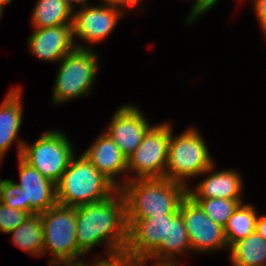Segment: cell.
Segmentation results:
<instances>
[{"label": "cell", "instance_id": "6da1fadb", "mask_svg": "<svg viewBox=\"0 0 266 266\" xmlns=\"http://www.w3.org/2000/svg\"><path fill=\"white\" fill-rule=\"evenodd\" d=\"M76 239L84 254L102 242L109 248L107 256L125 250V200L119 189L105 200L76 207Z\"/></svg>", "mask_w": 266, "mask_h": 266}, {"label": "cell", "instance_id": "7a4b0ae2", "mask_svg": "<svg viewBox=\"0 0 266 266\" xmlns=\"http://www.w3.org/2000/svg\"><path fill=\"white\" fill-rule=\"evenodd\" d=\"M119 190L125 200L126 220H140L177 214L188 187L166 178H138L128 180Z\"/></svg>", "mask_w": 266, "mask_h": 266}, {"label": "cell", "instance_id": "3957f363", "mask_svg": "<svg viewBox=\"0 0 266 266\" xmlns=\"http://www.w3.org/2000/svg\"><path fill=\"white\" fill-rule=\"evenodd\" d=\"M56 189L57 203L71 207L105 200L118 190L83 154L71 158Z\"/></svg>", "mask_w": 266, "mask_h": 266}, {"label": "cell", "instance_id": "277c9868", "mask_svg": "<svg viewBox=\"0 0 266 266\" xmlns=\"http://www.w3.org/2000/svg\"><path fill=\"white\" fill-rule=\"evenodd\" d=\"M208 147L195 129L173 137L170 128L165 178L188 187V178L211 172L214 166Z\"/></svg>", "mask_w": 266, "mask_h": 266}, {"label": "cell", "instance_id": "5b68a950", "mask_svg": "<svg viewBox=\"0 0 266 266\" xmlns=\"http://www.w3.org/2000/svg\"><path fill=\"white\" fill-rule=\"evenodd\" d=\"M43 228V255L51 252L50 263H78L85 255L77 246L76 207L56 204L40 214Z\"/></svg>", "mask_w": 266, "mask_h": 266}, {"label": "cell", "instance_id": "8992f818", "mask_svg": "<svg viewBox=\"0 0 266 266\" xmlns=\"http://www.w3.org/2000/svg\"><path fill=\"white\" fill-rule=\"evenodd\" d=\"M94 50L84 45L76 47L60 60L53 88V103L66 102L87 95L98 74V59Z\"/></svg>", "mask_w": 266, "mask_h": 266}, {"label": "cell", "instance_id": "52a82bcc", "mask_svg": "<svg viewBox=\"0 0 266 266\" xmlns=\"http://www.w3.org/2000/svg\"><path fill=\"white\" fill-rule=\"evenodd\" d=\"M73 153V146L62 131H46L32 145L18 143V155L55 184L67 169Z\"/></svg>", "mask_w": 266, "mask_h": 266}, {"label": "cell", "instance_id": "ba28073f", "mask_svg": "<svg viewBox=\"0 0 266 266\" xmlns=\"http://www.w3.org/2000/svg\"><path fill=\"white\" fill-rule=\"evenodd\" d=\"M170 128L171 125L163 123L146 131L142 142L127 159V170L136 173L121 181V186L131 179L165 178Z\"/></svg>", "mask_w": 266, "mask_h": 266}, {"label": "cell", "instance_id": "9c48e42d", "mask_svg": "<svg viewBox=\"0 0 266 266\" xmlns=\"http://www.w3.org/2000/svg\"><path fill=\"white\" fill-rule=\"evenodd\" d=\"M179 212L183 216L192 251L211 252L228 248L224 227L207 216L189 195L181 201Z\"/></svg>", "mask_w": 266, "mask_h": 266}, {"label": "cell", "instance_id": "30bf717a", "mask_svg": "<svg viewBox=\"0 0 266 266\" xmlns=\"http://www.w3.org/2000/svg\"><path fill=\"white\" fill-rule=\"evenodd\" d=\"M176 214L153 216L140 220H126L127 245L125 252L147 260L168 237L169 221Z\"/></svg>", "mask_w": 266, "mask_h": 266}, {"label": "cell", "instance_id": "8fae6325", "mask_svg": "<svg viewBox=\"0 0 266 266\" xmlns=\"http://www.w3.org/2000/svg\"><path fill=\"white\" fill-rule=\"evenodd\" d=\"M110 5L83 6L73 15V37L85 40L87 43H98L104 40L116 27L124 11Z\"/></svg>", "mask_w": 266, "mask_h": 266}, {"label": "cell", "instance_id": "7c38bea8", "mask_svg": "<svg viewBox=\"0 0 266 266\" xmlns=\"http://www.w3.org/2000/svg\"><path fill=\"white\" fill-rule=\"evenodd\" d=\"M151 126L139 108L127 104L116 111L105 132L128 159Z\"/></svg>", "mask_w": 266, "mask_h": 266}, {"label": "cell", "instance_id": "4fadbf2b", "mask_svg": "<svg viewBox=\"0 0 266 266\" xmlns=\"http://www.w3.org/2000/svg\"><path fill=\"white\" fill-rule=\"evenodd\" d=\"M20 183H16L22 190L26 212L41 214L57 204L56 184L45 178L33 166L26 163L20 156Z\"/></svg>", "mask_w": 266, "mask_h": 266}, {"label": "cell", "instance_id": "5bb4252c", "mask_svg": "<svg viewBox=\"0 0 266 266\" xmlns=\"http://www.w3.org/2000/svg\"><path fill=\"white\" fill-rule=\"evenodd\" d=\"M73 25L35 28L28 39L30 51L40 60L60 61L75 47Z\"/></svg>", "mask_w": 266, "mask_h": 266}, {"label": "cell", "instance_id": "9a60e30c", "mask_svg": "<svg viewBox=\"0 0 266 266\" xmlns=\"http://www.w3.org/2000/svg\"><path fill=\"white\" fill-rule=\"evenodd\" d=\"M83 155L118 189L121 187L115 176L122 175L123 172L128 173L127 158L106 132L102 133Z\"/></svg>", "mask_w": 266, "mask_h": 266}, {"label": "cell", "instance_id": "2e32d148", "mask_svg": "<svg viewBox=\"0 0 266 266\" xmlns=\"http://www.w3.org/2000/svg\"><path fill=\"white\" fill-rule=\"evenodd\" d=\"M242 178L235 170H223L211 173L203 179L196 190L188 187L187 195L191 198L241 199Z\"/></svg>", "mask_w": 266, "mask_h": 266}, {"label": "cell", "instance_id": "e0dca14e", "mask_svg": "<svg viewBox=\"0 0 266 266\" xmlns=\"http://www.w3.org/2000/svg\"><path fill=\"white\" fill-rule=\"evenodd\" d=\"M21 94L20 88H13L0 106V160L18 136L22 124Z\"/></svg>", "mask_w": 266, "mask_h": 266}, {"label": "cell", "instance_id": "ac0fdd59", "mask_svg": "<svg viewBox=\"0 0 266 266\" xmlns=\"http://www.w3.org/2000/svg\"><path fill=\"white\" fill-rule=\"evenodd\" d=\"M187 251V252H186ZM192 251L183 216L178 212L169 221L168 237L162 239L159 248L146 260H175L179 253Z\"/></svg>", "mask_w": 266, "mask_h": 266}, {"label": "cell", "instance_id": "d6986e66", "mask_svg": "<svg viewBox=\"0 0 266 266\" xmlns=\"http://www.w3.org/2000/svg\"><path fill=\"white\" fill-rule=\"evenodd\" d=\"M73 13L65 0H38L32 12V26L46 28L73 25Z\"/></svg>", "mask_w": 266, "mask_h": 266}, {"label": "cell", "instance_id": "ffe728a7", "mask_svg": "<svg viewBox=\"0 0 266 266\" xmlns=\"http://www.w3.org/2000/svg\"><path fill=\"white\" fill-rule=\"evenodd\" d=\"M229 250L233 266H266V241L256 231Z\"/></svg>", "mask_w": 266, "mask_h": 266}, {"label": "cell", "instance_id": "44dd1931", "mask_svg": "<svg viewBox=\"0 0 266 266\" xmlns=\"http://www.w3.org/2000/svg\"><path fill=\"white\" fill-rule=\"evenodd\" d=\"M13 233V234H12ZM12 242L31 256L43 255V228L40 214H30L12 232Z\"/></svg>", "mask_w": 266, "mask_h": 266}, {"label": "cell", "instance_id": "7402d4cb", "mask_svg": "<svg viewBox=\"0 0 266 266\" xmlns=\"http://www.w3.org/2000/svg\"><path fill=\"white\" fill-rule=\"evenodd\" d=\"M251 204L241 203L229 217L224 234L228 248L255 232L258 214Z\"/></svg>", "mask_w": 266, "mask_h": 266}, {"label": "cell", "instance_id": "603a6c76", "mask_svg": "<svg viewBox=\"0 0 266 266\" xmlns=\"http://www.w3.org/2000/svg\"><path fill=\"white\" fill-rule=\"evenodd\" d=\"M215 223L225 227L229 217L243 203L242 199L192 198Z\"/></svg>", "mask_w": 266, "mask_h": 266}, {"label": "cell", "instance_id": "cb8c5ba5", "mask_svg": "<svg viewBox=\"0 0 266 266\" xmlns=\"http://www.w3.org/2000/svg\"><path fill=\"white\" fill-rule=\"evenodd\" d=\"M30 215L20 209L10 208L0 202V232L10 233L20 226Z\"/></svg>", "mask_w": 266, "mask_h": 266}, {"label": "cell", "instance_id": "d4e9b609", "mask_svg": "<svg viewBox=\"0 0 266 266\" xmlns=\"http://www.w3.org/2000/svg\"><path fill=\"white\" fill-rule=\"evenodd\" d=\"M81 262L84 266H90L84 261ZM93 263L91 266H146L145 260L128 254L125 251L110 254L108 259H98Z\"/></svg>", "mask_w": 266, "mask_h": 266}, {"label": "cell", "instance_id": "484cf974", "mask_svg": "<svg viewBox=\"0 0 266 266\" xmlns=\"http://www.w3.org/2000/svg\"><path fill=\"white\" fill-rule=\"evenodd\" d=\"M1 203L8 205L10 208L20 209L26 212V202H24L22 190L12 180L6 179Z\"/></svg>", "mask_w": 266, "mask_h": 266}, {"label": "cell", "instance_id": "4316f807", "mask_svg": "<svg viewBox=\"0 0 266 266\" xmlns=\"http://www.w3.org/2000/svg\"><path fill=\"white\" fill-rule=\"evenodd\" d=\"M256 16L266 34V0H253Z\"/></svg>", "mask_w": 266, "mask_h": 266}, {"label": "cell", "instance_id": "83f0119b", "mask_svg": "<svg viewBox=\"0 0 266 266\" xmlns=\"http://www.w3.org/2000/svg\"><path fill=\"white\" fill-rule=\"evenodd\" d=\"M206 12V0H195L192 11L190 15L188 16L187 23L190 24V22H194V20L200 15L204 14Z\"/></svg>", "mask_w": 266, "mask_h": 266}, {"label": "cell", "instance_id": "f1b7e54d", "mask_svg": "<svg viewBox=\"0 0 266 266\" xmlns=\"http://www.w3.org/2000/svg\"><path fill=\"white\" fill-rule=\"evenodd\" d=\"M105 5L115 6V7H128V8H135L136 5L141 2V0H103Z\"/></svg>", "mask_w": 266, "mask_h": 266}, {"label": "cell", "instance_id": "f546056e", "mask_svg": "<svg viewBox=\"0 0 266 266\" xmlns=\"http://www.w3.org/2000/svg\"><path fill=\"white\" fill-rule=\"evenodd\" d=\"M255 231L266 241V216H258Z\"/></svg>", "mask_w": 266, "mask_h": 266}, {"label": "cell", "instance_id": "4dcf8cb0", "mask_svg": "<svg viewBox=\"0 0 266 266\" xmlns=\"http://www.w3.org/2000/svg\"><path fill=\"white\" fill-rule=\"evenodd\" d=\"M177 260H157L155 261V266H178Z\"/></svg>", "mask_w": 266, "mask_h": 266}, {"label": "cell", "instance_id": "1f68e13d", "mask_svg": "<svg viewBox=\"0 0 266 266\" xmlns=\"http://www.w3.org/2000/svg\"><path fill=\"white\" fill-rule=\"evenodd\" d=\"M87 1L88 0H65V2L72 8V9H74V2L75 3H80L81 5H82V7L83 6H86V5H88V3H87Z\"/></svg>", "mask_w": 266, "mask_h": 266}, {"label": "cell", "instance_id": "d6a6232c", "mask_svg": "<svg viewBox=\"0 0 266 266\" xmlns=\"http://www.w3.org/2000/svg\"><path fill=\"white\" fill-rule=\"evenodd\" d=\"M50 266H84L82 262L78 263H49Z\"/></svg>", "mask_w": 266, "mask_h": 266}, {"label": "cell", "instance_id": "836d02e7", "mask_svg": "<svg viewBox=\"0 0 266 266\" xmlns=\"http://www.w3.org/2000/svg\"><path fill=\"white\" fill-rule=\"evenodd\" d=\"M218 0H206V12L212 9Z\"/></svg>", "mask_w": 266, "mask_h": 266}, {"label": "cell", "instance_id": "e575fe53", "mask_svg": "<svg viewBox=\"0 0 266 266\" xmlns=\"http://www.w3.org/2000/svg\"><path fill=\"white\" fill-rule=\"evenodd\" d=\"M5 182L6 180L0 179V202H1V197H2V192H3V187H4Z\"/></svg>", "mask_w": 266, "mask_h": 266}, {"label": "cell", "instance_id": "d590c367", "mask_svg": "<svg viewBox=\"0 0 266 266\" xmlns=\"http://www.w3.org/2000/svg\"><path fill=\"white\" fill-rule=\"evenodd\" d=\"M11 2H12V0H0V7L3 8L4 4H9Z\"/></svg>", "mask_w": 266, "mask_h": 266}, {"label": "cell", "instance_id": "8d00e7d4", "mask_svg": "<svg viewBox=\"0 0 266 266\" xmlns=\"http://www.w3.org/2000/svg\"><path fill=\"white\" fill-rule=\"evenodd\" d=\"M2 13H3V8L0 7V19H1V17H2Z\"/></svg>", "mask_w": 266, "mask_h": 266}]
</instances>
